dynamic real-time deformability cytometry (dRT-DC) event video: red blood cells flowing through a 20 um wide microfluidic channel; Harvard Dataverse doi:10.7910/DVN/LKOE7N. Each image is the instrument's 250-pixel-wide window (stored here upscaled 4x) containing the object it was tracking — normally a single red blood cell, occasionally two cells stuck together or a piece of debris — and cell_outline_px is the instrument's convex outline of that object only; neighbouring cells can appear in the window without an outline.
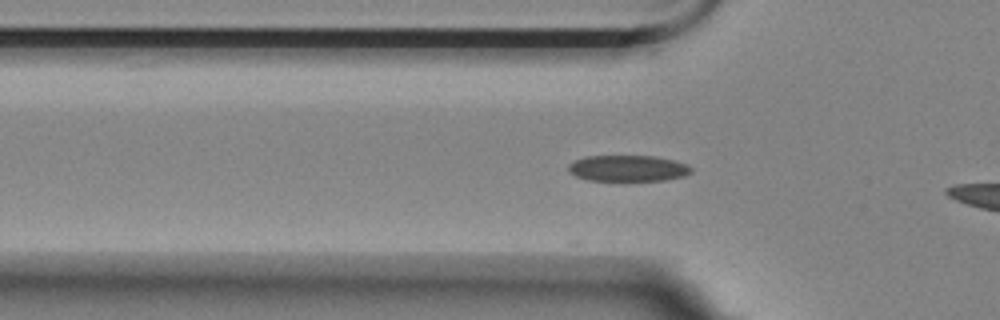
{"species": "Egyptian fruit bat (a non-hibernating species)", "species_latin": "Rousettus aegyptiacus", "temperature_condition": "room temperature", "stored_images_in_passage": 12, "camera_frame_rate_fps": 3000, "um_per_image_px": 0.085, "animal": {"sex": "female"}, "frame": {"image": 1, "passage_image": 10, "time_ms": 3.0, "image_size_px": [1000, 320], "cell_outline_px": [[692, 172], [684, 176], [664, 180], [588, 180], [576, 176], [568, 172], [568, 164], [584, 156], [656, 156], [688, 164], [692, 168]], "centroid_in_image_um": [53.37, 14.3], "position_along_channel_um": 72.4, "area_um2": 18.67}}